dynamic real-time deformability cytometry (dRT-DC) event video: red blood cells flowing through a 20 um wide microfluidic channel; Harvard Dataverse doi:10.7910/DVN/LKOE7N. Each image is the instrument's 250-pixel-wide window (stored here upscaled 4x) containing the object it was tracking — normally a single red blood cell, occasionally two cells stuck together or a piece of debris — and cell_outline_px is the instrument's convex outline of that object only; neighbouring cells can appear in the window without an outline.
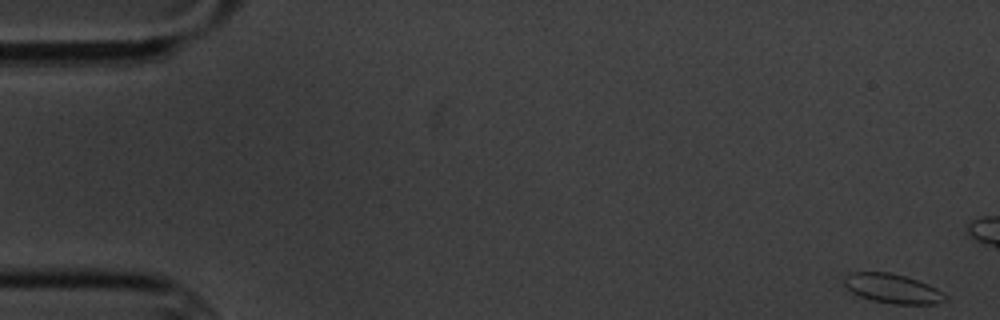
{"species": "common noctule bat (a hibernating species)", "species_latin": "Nyctalus noctula", "temperature_condition": "cold", "stored_images_in_passage": 6, "camera_frame_rate_fps": 3000, "um_per_image_px": 0.085, "animal": {"sex": "male", "body_mass_g": 20.1, "forearm_length_mm": 53.5}, "frame": {"image": 1, "passage_image": 1, "time_ms": 0.0, "image_size_px": [1000, 320], "cell_outline_px": [[948, 296], [944, 300], [936, 304], [892, 304], [872, 300], [860, 296], [852, 292], [840, 280], [844, 276], [852, 272], [892, 272], [928, 284], [936, 288]], "centroid_in_image_um": [75.83, 24.52], "position_along_channel_um": 9.2, "area_um2": 17.34}}